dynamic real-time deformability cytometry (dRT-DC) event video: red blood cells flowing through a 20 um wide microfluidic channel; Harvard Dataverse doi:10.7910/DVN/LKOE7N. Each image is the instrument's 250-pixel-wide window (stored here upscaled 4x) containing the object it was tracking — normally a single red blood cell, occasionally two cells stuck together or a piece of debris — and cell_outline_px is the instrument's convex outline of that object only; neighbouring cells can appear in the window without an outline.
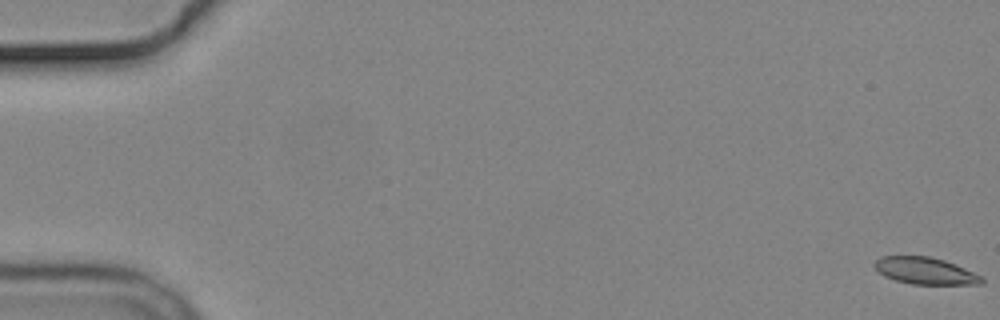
{"species": "common noctule bat (a hibernating species)", "species_latin": "Nyctalus noctula", "temperature_condition": "cold", "stored_images_in_passage": 6, "camera_frame_rate_fps": 3000, "um_per_image_px": 0.085, "animal": {"sex": "male", "body_mass_g": 19.2, "forearm_length_mm": 51.8}, "frame": {"image": 1, "passage_image": 1, "time_ms": 0.0, "image_size_px": [1000, 320], "cell_outline_px": [[984, 284], [912, 284], [896, 280], [884, 276], [872, 264], [880, 256], [928, 256], [944, 260], [984, 276]], "centroid_in_image_um": [78.67, 23.02], "position_along_channel_um": 6.3, "area_um2": 16.76}}
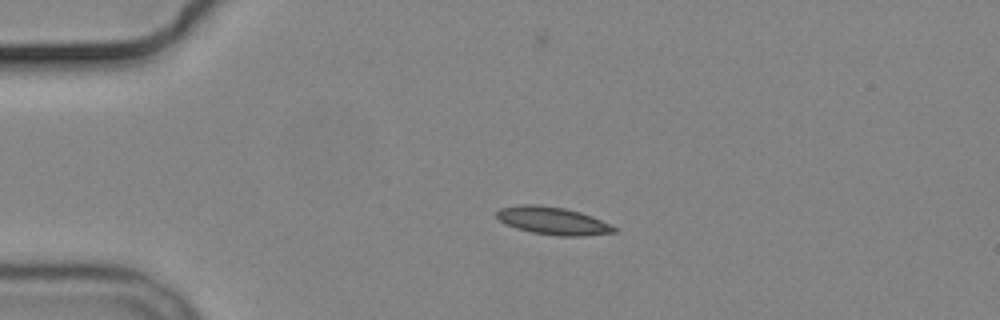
{"frame": {"image": 2, "passage_image": 5, "time_ms": 4.333, "image_size_px": [1000, 320], "cell_outline_px": [[616, 232], [584, 236], [556, 236], [532, 232], [516, 228], [500, 220], [496, 216], [496, 212], [500, 208], [516, 204], [540, 204], [564, 208], [580, 212], [592, 216], [616, 228]], "centroid_in_image_um": [46.96, 18.75], "position_along_channel_um": 38.0, "area_um2": 18.9}}